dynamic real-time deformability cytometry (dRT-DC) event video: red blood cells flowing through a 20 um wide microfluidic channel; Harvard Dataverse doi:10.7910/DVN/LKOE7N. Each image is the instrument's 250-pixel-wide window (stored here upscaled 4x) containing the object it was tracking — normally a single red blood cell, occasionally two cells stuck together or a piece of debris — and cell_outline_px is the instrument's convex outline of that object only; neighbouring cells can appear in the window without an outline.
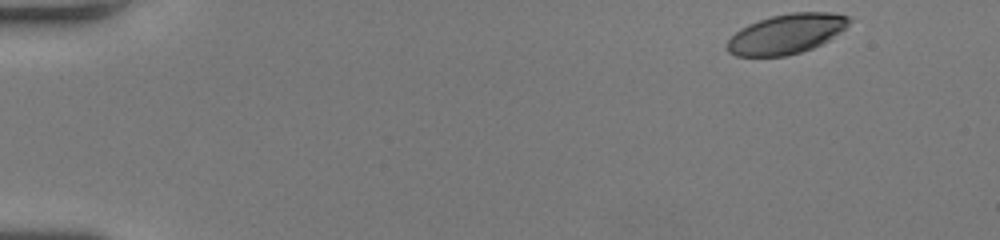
{"species": "human", "species_latin": "Homo sapiens", "temperature_condition": "room temperature", "stored_images_in_passage": 48, "camera_frame_rate_fps": 3000, "um_per_image_px": 0.085, "donor": {"sex": "female"}, "frame": {"image": 1, "passage_image": 1, "time_ms": 0.0, "image_size_px": [1000, 240], "cell_outline_px": [[852, 20], [840, 32], [828, 40], [812, 48], [800, 52], [784, 56], [736, 56], [728, 52], [728, 40], [736, 32], [748, 24], [772, 16], [792, 12], [828, 12], [848, 16]], "centroid_in_image_um": [66.85, 2.88], "position_along_channel_um": 18.2, "area_um2": 27.92}}
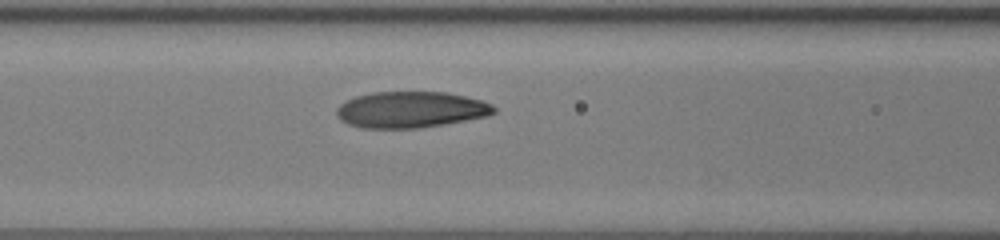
{"frame": {"image": 2, "passage_image": 19, "time_ms": 6.0, "image_size_px": [1000, 240], "cell_outline_px": [[496, 112], [488, 116], [444, 124], [420, 128], [364, 128], [348, 124], [340, 120], [336, 116], [336, 108], [340, 104], [356, 96], [372, 92], [448, 92], [480, 100], [492, 104], [496, 108]], "centroid_in_image_um": [34.91, 9.32], "position_along_channel_um": 131.7, "area_um2": 33.29}}
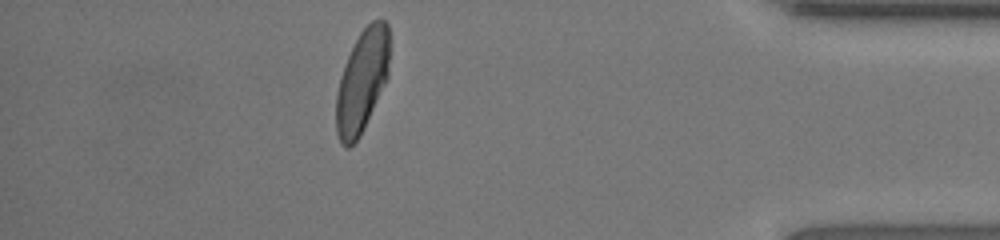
{"frame": {"image": 3, "passage_image": 42, "time_ms": 13.667, "image_size_px": [1000, 240], "cell_outline_px": [[388, 76], [364, 128], [360, 136], [348, 148], [344, 148], [340, 144], [336, 132], [336, 92], [340, 76], [344, 64], [360, 32], [372, 20], [384, 20], [388, 24]], "centroid_in_image_um": [30.74, 6.93], "position_along_channel_um": 404.5, "area_um2": 31.67}, "authors_computed_cell_mechanics": {"area_um2": 32.7726, "velocity_mm_per_s": 4.0533, "shape_relaxation_time_tau1_ms": 3.8325, "shape_relaxation_time_tau2_ms": 1.0725, "deformation_change_tau1": 0.1948, "deformation_change_tau2": 0.0707}}